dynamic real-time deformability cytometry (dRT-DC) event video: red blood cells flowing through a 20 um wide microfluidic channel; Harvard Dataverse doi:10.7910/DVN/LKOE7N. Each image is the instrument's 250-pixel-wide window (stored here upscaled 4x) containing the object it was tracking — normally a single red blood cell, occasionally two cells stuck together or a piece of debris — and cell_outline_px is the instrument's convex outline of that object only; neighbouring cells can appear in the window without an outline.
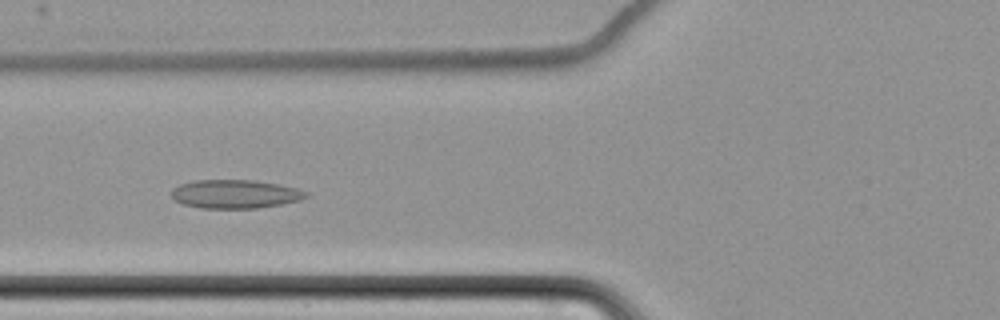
{"species": "common noctule bat (a hibernating species)", "species_latin": "Nyctalus noctula", "temperature_condition": "cold", "stored_images_in_passage": 7, "camera_frame_rate_fps": 3000, "um_per_image_px": 0.085, "animal": {"sex": "female", "body_mass_g": 22.7, "forearm_length_mm": 54.2}, "frame": {"image": 1, "passage_image": 6, "time_ms": 6.0, "image_size_px": [1000, 320], "cell_outline_px": [[308, 196], [300, 200], [280, 204], [256, 208], [200, 208], [184, 204], [176, 200], [172, 196], [172, 188], [180, 184], [196, 180], [252, 180], [280, 184], [296, 188], [308, 192]], "centroid_in_image_um": [20.0, 16.49], "position_along_channel_um": 105.8, "area_um2": 22.31}}
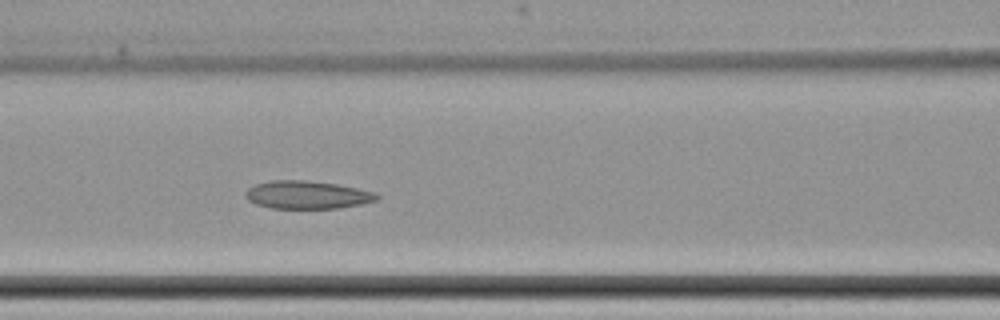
{"frame": {"image": 2, "passage_image": 7, "time_ms": 7.0, "image_size_px": [1000, 320], "cell_outline_px": [[380, 196], [376, 200], [360, 204], [336, 208], [272, 208], [256, 204], [248, 200], [244, 196], [244, 192], [248, 188], [256, 184], [272, 180], [308, 180], [336, 184], [376, 192]], "centroid_in_image_um": [26.08, 16.55], "position_along_channel_um": 140.5, "area_um2": 21.33}}